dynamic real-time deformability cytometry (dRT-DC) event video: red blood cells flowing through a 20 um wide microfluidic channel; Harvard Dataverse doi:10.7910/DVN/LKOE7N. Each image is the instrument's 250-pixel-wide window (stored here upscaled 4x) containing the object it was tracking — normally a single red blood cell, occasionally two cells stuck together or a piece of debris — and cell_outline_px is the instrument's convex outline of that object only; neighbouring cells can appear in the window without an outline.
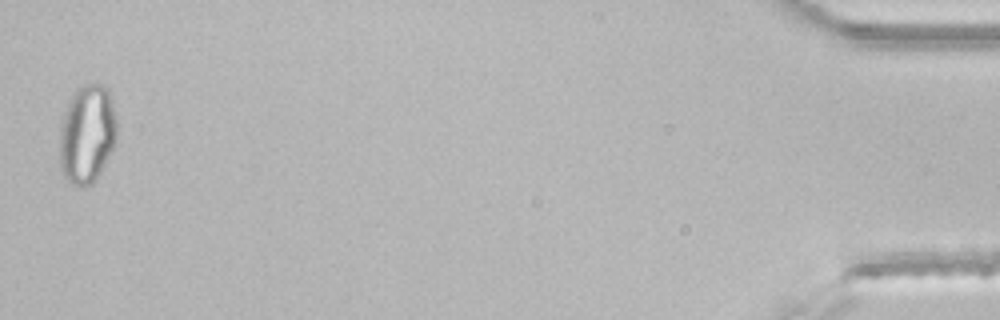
{"species": "common noctule bat (a hibernating species)", "species_latin": "Nyctalus noctula", "temperature_condition": "room temperature", "stored_images_in_passage": 47, "segment_of_instrument_passage": [2, 2], "camera_frame_rate_fps": 3000, "um_per_image_px": 0.085, "animal": {"sex": "male", "body_mass_g": 21.5, "forearm_length_mm": 52.0}, "frame": {"image": 1, "passage_image": 47, "time_ms": 15.333, "image_size_px": [1000, 320], "cell_outline_px": [[116, 144], [96, 180], [92, 184], [84, 188], [68, 184], [60, 168], [60, 128], [64, 112], [76, 88], [84, 84], [96, 80], [104, 84], [108, 88], [112, 96], [116, 116]], "centroid_in_image_um": [7.42, 11.38], "position_along_channel_um": 427.8, "area_um2": 33.93}}